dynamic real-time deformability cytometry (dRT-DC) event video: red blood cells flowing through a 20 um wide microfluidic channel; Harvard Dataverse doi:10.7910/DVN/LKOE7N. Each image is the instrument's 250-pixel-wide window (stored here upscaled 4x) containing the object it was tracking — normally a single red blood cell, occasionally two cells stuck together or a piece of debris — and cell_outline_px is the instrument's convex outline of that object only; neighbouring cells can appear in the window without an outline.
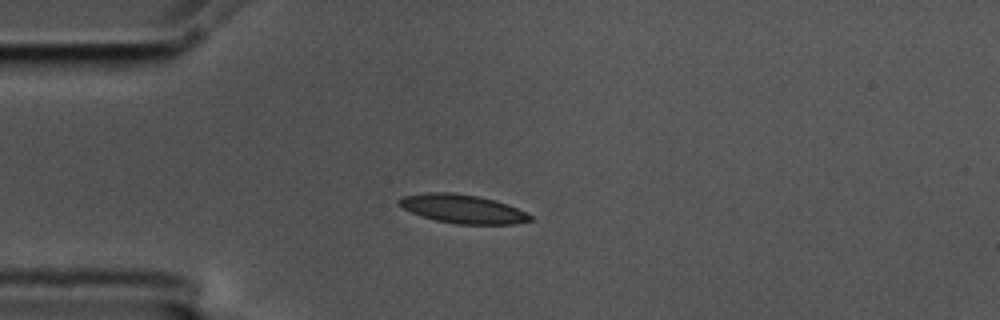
{"species": "common noctule bat (a hibernating species)", "species_latin": "Nyctalus noctula", "temperature_condition": "cold", "stored_images_in_passage": 5, "camera_frame_rate_fps": 3000, "um_per_image_px": 0.085, "animal": {"sex": "male", "body_mass_g": 17.5, "forearm_length_mm": 52.3}, "frame": {"image": 1, "passage_image": 4, "time_ms": 1.0, "image_size_px": [1000, 320], "cell_outline_px": [[532, 220], [516, 224], [456, 224], [436, 220], [412, 212], [396, 204], [396, 200], [404, 196], [428, 192], [452, 192], [476, 196], [496, 200], [508, 204], [532, 216]], "centroid_in_image_um": [39.32, 17.75], "position_along_channel_um": 45.7, "area_um2": 21.79}}